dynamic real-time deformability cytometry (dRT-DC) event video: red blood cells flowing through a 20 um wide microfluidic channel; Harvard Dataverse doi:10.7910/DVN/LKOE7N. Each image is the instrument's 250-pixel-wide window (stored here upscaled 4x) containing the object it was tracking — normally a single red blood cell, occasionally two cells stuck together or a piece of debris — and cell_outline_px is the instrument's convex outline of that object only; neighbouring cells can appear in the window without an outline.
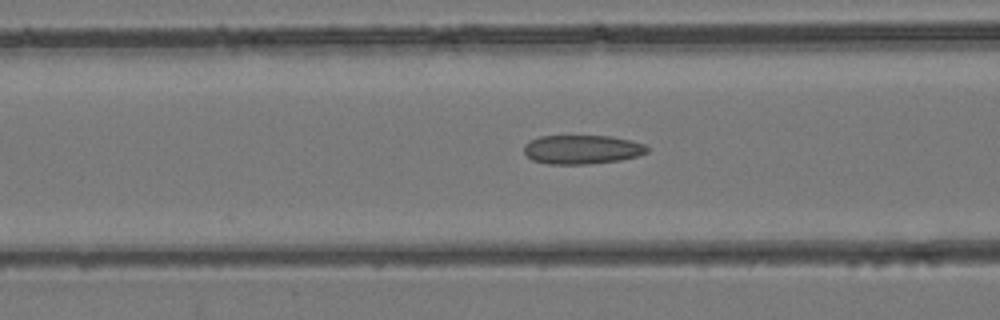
{"species": "common noctule bat (a hibernating species)", "species_latin": "Nyctalus noctula", "temperature_condition": "room temperature", "stored_images_in_passage": 44, "camera_frame_rate_fps": 3000, "um_per_image_px": 0.085, "animal": {"sex": "female", "body_mass_g": 24.6, "forearm_length_mm": 56.2}, "frame": {"image": 1, "passage_image": 18, "time_ms": 5.667, "image_size_px": [1000, 320], "cell_outline_px": [[648, 152], [636, 156], [620, 160], [588, 164], [548, 164], [532, 160], [524, 152], [524, 144], [528, 140], [540, 136], [612, 136], [632, 140], [644, 144], [648, 148]], "centroid_in_image_um": [49.45, 12.7], "position_along_channel_um": 117.1, "area_um2": 20.92}}
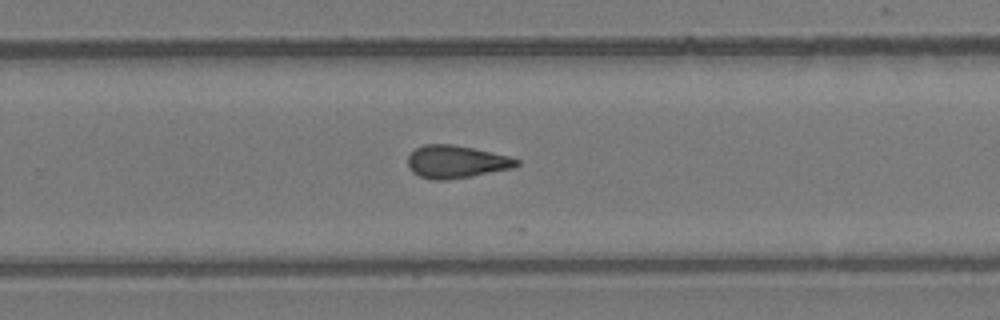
{"frame": {"image": 2, "passage_image": 29, "time_ms": 9.333, "image_size_px": [1000, 320], "cell_outline_px": [[520, 164], [512, 168], [472, 176], [448, 180], [432, 180], [420, 176], [412, 172], [408, 168], [408, 156], [416, 148], [424, 144], [452, 144], [472, 148], [508, 156], [520, 160]], "centroid_in_image_um": [38.75, 13.76], "position_along_channel_um": 291.0, "area_um2": 20.69}}
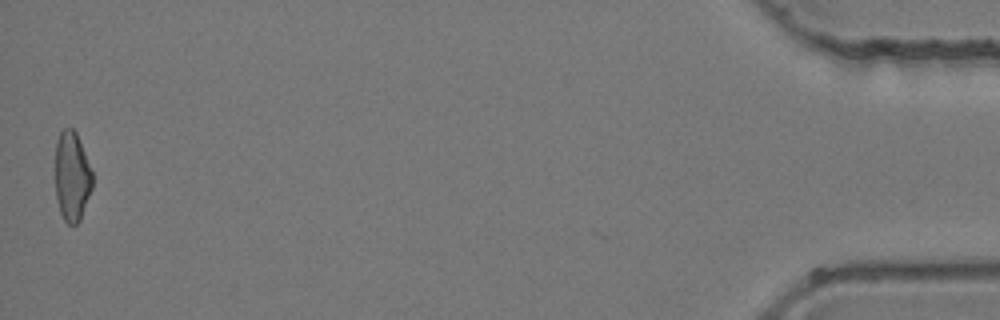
{"frame": {"image": 3, "passage_image": 44, "time_ms": 14.333, "image_size_px": [1000, 320], "cell_outline_px": [[92, 188], [80, 220], [76, 224], [68, 224], [64, 220], [60, 212], [56, 196], [56, 140], [60, 132], [64, 128], [72, 128], [76, 132], [92, 172]], "centroid_in_image_um": [6.11, 15.0], "position_along_channel_um": 429.1, "area_um2": 19.19}}